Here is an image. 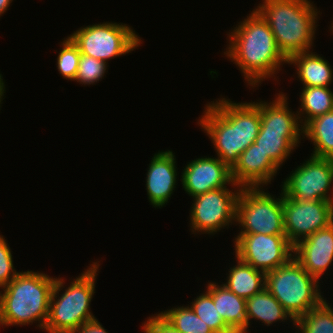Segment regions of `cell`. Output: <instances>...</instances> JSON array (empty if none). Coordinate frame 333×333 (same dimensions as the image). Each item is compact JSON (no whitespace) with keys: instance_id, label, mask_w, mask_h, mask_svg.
Instances as JSON below:
<instances>
[{"instance_id":"obj_1","label":"cell","mask_w":333,"mask_h":333,"mask_svg":"<svg viewBox=\"0 0 333 333\" xmlns=\"http://www.w3.org/2000/svg\"><path fill=\"white\" fill-rule=\"evenodd\" d=\"M198 125L211 139L217 157L230 169L254 143L260 130V108L255 102L236 103L220 98L205 105Z\"/></svg>"},{"instance_id":"obj_2","label":"cell","mask_w":333,"mask_h":333,"mask_svg":"<svg viewBox=\"0 0 333 333\" xmlns=\"http://www.w3.org/2000/svg\"><path fill=\"white\" fill-rule=\"evenodd\" d=\"M229 32L225 56L243 73L250 87L275 77L287 59L280 52L268 23L254 9Z\"/></svg>"},{"instance_id":"obj_3","label":"cell","mask_w":333,"mask_h":333,"mask_svg":"<svg viewBox=\"0 0 333 333\" xmlns=\"http://www.w3.org/2000/svg\"><path fill=\"white\" fill-rule=\"evenodd\" d=\"M255 9L268 23L276 44L288 60L310 51L317 28L318 9L310 0H262Z\"/></svg>"},{"instance_id":"obj_4","label":"cell","mask_w":333,"mask_h":333,"mask_svg":"<svg viewBox=\"0 0 333 333\" xmlns=\"http://www.w3.org/2000/svg\"><path fill=\"white\" fill-rule=\"evenodd\" d=\"M56 278L39 271H22L0 291V326L36 323L44 330Z\"/></svg>"},{"instance_id":"obj_5","label":"cell","mask_w":333,"mask_h":333,"mask_svg":"<svg viewBox=\"0 0 333 333\" xmlns=\"http://www.w3.org/2000/svg\"><path fill=\"white\" fill-rule=\"evenodd\" d=\"M98 262H92L70 282L60 296L65 282L63 278L56 277L50 298L49 316L44 327L47 333H71L96 319L90 311V304L95 293V280L100 266Z\"/></svg>"},{"instance_id":"obj_6","label":"cell","mask_w":333,"mask_h":333,"mask_svg":"<svg viewBox=\"0 0 333 333\" xmlns=\"http://www.w3.org/2000/svg\"><path fill=\"white\" fill-rule=\"evenodd\" d=\"M287 100L285 93L280 92L270 103H255L260 108L261 125L254 143L279 168L300 144L303 136L299 116L288 108Z\"/></svg>"},{"instance_id":"obj_7","label":"cell","mask_w":333,"mask_h":333,"mask_svg":"<svg viewBox=\"0 0 333 333\" xmlns=\"http://www.w3.org/2000/svg\"><path fill=\"white\" fill-rule=\"evenodd\" d=\"M319 284L294 257L265 275V288L294 320L325 300Z\"/></svg>"},{"instance_id":"obj_8","label":"cell","mask_w":333,"mask_h":333,"mask_svg":"<svg viewBox=\"0 0 333 333\" xmlns=\"http://www.w3.org/2000/svg\"><path fill=\"white\" fill-rule=\"evenodd\" d=\"M262 189V190H261ZM263 187H242L237 200L238 234L286 235L283 220V193L275 199Z\"/></svg>"},{"instance_id":"obj_9","label":"cell","mask_w":333,"mask_h":333,"mask_svg":"<svg viewBox=\"0 0 333 333\" xmlns=\"http://www.w3.org/2000/svg\"><path fill=\"white\" fill-rule=\"evenodd\" d=\"M127 24L105 22L88 25L69 35L81 55L107 61L128 54L142 44L141 38Z\"/></svg>"},{"instance_id":"obj_10","label":"cell","mask_w":333,"mask_h":333,"mask_svg":"<svg viewBox=\"0 0 333 333\" xmlns=\"http://www.w3.org/2000/svg\"><path fill=\"white\" fill-rule=\"evenodd\" d=\"M240 191V186H235L234 192L233 189L229 190L225 187L193 197L194 203L190 211V228L192 229L190 230L194 234L211 235L235 223Z\"/></svg>"},{"instance_id":"obj_11","label":"cell","mask_w":333,"mask_h":333,"mask_svg":"<svg viewBox=\"0 0 333 333\" xmlns=\"http://www.w3.org/2000/svg\"><path fill=\"white\" fill-rule=\"evenodd\" d=\"M297 167L282 182L281 191L284 196L298 201L333 202V194L329 193L332 192L333 159L311 155Z\"/></svg>"},{"instance_id":"obj_12","label":"cell","mask_w":333,"mask_h":333,"mask_svg":"<svg viewBox=\"0 0 333 333\" xmlns=\"http://www.w3.org/2000/svg\"><path fill=\"white\" fill-rule=\"evenodd\" d=\"M234 240L236 258L265 273L293 257V246L286 235L237 234Z\"/></svg>"},{"instance_id":"obj_13","label":"cell","mask_w":333,"mask_h":333,"mask_svg":"<svg viewBox=\"0 0 333 333\" xmlns=\"http://www.w3.org/2000/svg\"><path fill=\"white\" fill-rule=\"evenodd\" d=\"M283 220L286 237L295 246L333 223V202L298 201L283 195Z\"/></svg>"},{"instance_id":"obj_14","label":"cell","mask_w":333,"mask_h":333,"mask_svg":"<svg viewBox=\"0 0 333 333\" xmlns=\"http://www.w3.org/2000/svg\"><path fill=\"white\" fill-rule=\"evenodd\" d=\"M181 183L189 196L195 197L208 191L225 188L233 182L231 169L218 157H201L190 161L181 173Z\"/></svg>"},{"instance_id":"obj_15","label":"cell","mask_w":333,"mask_h":333,"mask_svg":"<svg viewBox=\"0 0 333 333\" xmlns=\"http://www.w3.org/2000/svg\"><path fill=\"white\" fill-rule=\"evenodd\" d=\"M293 257L310 275L320 280L333 264V223L293 246Z\"/></svg>"},{"instance_id":"obj_16","label":"cell","mask_w":333,"mask_h":333,"mask_svg":"<svg viewBox=\"0 0 333 333\" xmlns=\"http://www.w3.org/2000/svg\"><path fill=\"white\" fill-rule=\"evenodd\" d=\"M280 168L255 143L244 150L231 169L234 183L242 187H263L271 184Z\"/></svg>"},{"instance_id":"obj_17","label":"cell","mask_w":333,"mask_h":333,"mask_svg":"<svg viewBox=\"0 0 333 333\" xmlns=\"http://www.w3.org/2000/svg\"><path fill=\"white\" fill-rule=\"evenodd\" d=\"M176 158L171 150L155 153L147 169L146 190L153 207H163L176 188Z\"/></svg>"},{"instance_id":"obj_18","label":"cell","mask_w":333,"mask_h":333,"mask_svg":"<svg viewBox=\"0 0 333 333\" xmlns=\"http://www.w3.org/2000/svg\"><path fill=\"white\" fill-rule=\"evenodd\" d=\"M213 302L226 325L234 333H247L246 299L231 292L225 285L210 282Z\"/></svg>"},{"instance_id":"obj_19","label":"cell","mask_w":333,"mask_h":333,"mask_svg":"<svg viewBox=\"0 0 333 333\" xmlns=\"http://www.w3.org/2000/svg\"><path fill=\"white\" fill-rule=\"evenodd\" d=\"M287 64L294 65L303 87H329L333 69L329 62L315 52L304 51L291 56Z\"/></svg>"},{"instance_id":"obj_20","label":"cell","mask_w":333,"mask_h":333,"mask_svg":"<svg viewBox=\"0 0 333 333\" xmlns=\"http://www.w3.org/2000/svg\"><path fill=\"white\" fill-rule=\"evenodd\" d=\"M246 310L247 329L252 319L262 321L261 323L267 326L283 320H290L295 325V320L266 288L246 299Z\"/></svg>"},{"instance_id":"obj_21","label":"cell","mask_w":333,"mask_h":333,"mask_svg":"<svg viewBox=\"0 0 333 333\" xmlns=\"http://www.w3.org/2000/svg\"><path fill=\"white\" fill-rule=\"evenodd\" d=\"M236 259L237 264L229 269L223 285L237 296L248 299L265 288L266 273Z\"/></svg>"},{"instance_id":"obj_22","label":"cell","mask_w":333,"mask_h":333,"mask_svg":"<svg viewBox=\"0 0 333 333\" xmlns=\"http://www.w3.org/2000/svg\"><path fill=\"white\" fill-rule=\"evenodd\" d=\"M311 140V155L333 159V110L310 120L303 127V138Z\"/></svg>"},{"instance_id":"obj_23","label":"cell","mask_w":333,"mask_h":333,"mask_svg":"<svg viewBox=\"0 0 333 333\" xmlns=\"http://www.w3.org/2000/svg\"><path fill=\"white\" fill-rule=\"evenodd\" d=\"M299 96L301 107L296 112L303 127L315 117L333 110V92L330 87H303Z\"/></svg>"},{"instance_id":"obj_24","label":"cell","mask_w":333,"mask_h":333,"mask_svg":"<svg viewBox=\"0 0 333 333\" xmlns=\"http://www.w3.org/2000/svg\"><path fill=\"white\" fill-rule=\"evenodd\" d=\"M300 333H333V308L326 299L295 320ZM300 330V331H299Z\"/></svg>"},{"instance_id":"obj_25","label":"cell","mask_w":333,"mask_h":333,"mask_svg":"<svg viewBox=\"0 0 333 333\" xmlns=\"http://www.w3.org/2000/svg\"><path fill=\"white\" fill-rule=\"evenodd\" d=\"M160 314L182 333H214L189 305L161 311Z\"/></svg>"},{"instance_id":"obj_26","label":"cell","mask_w":333,"mask_h":333,"mask_svg":"<svg viewBox=\"0 0 333 333\" xmlns=\"http://www.w3.org/2000/svg\"><path fill=\"white\" fill-rule=\"evenodd\" d=\"M190 307L214 333H234L226 325L221 314L218 313L217 308H215L212 293L208 288L205 293H201V295L197 296V298L191 302Z\"/></svg>"},{"instance_id":"obj_27","label":"cell","mask_w":333,"mask_h":333,"mask_svg":"<svg viewBox=\"0 0 333 333\" xmlns=\"http://www.w3.org/2000/svg\"><path fill=\"white\" fill-rule=\"evenodd\" d=\"M61 46L57 56V69L64 79L74 81L81 57L80 50L69 36L64 38Z\"/></svg>"},{"instance_id":"obj_28","label":"cell","mask_w":333,"mask_h":333,"mask_svg":"<svg viewBox=\"0 0 333 333\" xmlns=\"http://www.w3.org/2000/svg\"><path fill=\"white\" fill-rule=\"evenodd\" d=\"M107 67L108 65L104 61L95 59L88 55H81L74 81L76 80L82 85H93L103 78Z\"/></svg>"},{"instance_id":"obj_29","label":"cell","mask_w":333,"mask_h":333,"mask_svg":"<svg viewBox=\"0 0 333 333\" xmlns=\"http://www.w3.org/2000/svg\"><path fill=\"white\" fill-rule=\"evenodd\" d=\"M11 249L0 235V288L7 286L20 272L14 269Z\"/></svg>"},{"instance_id":"obj_30","label":"cell","mask_w":333,"mask_h":333,"mask_svg":"<svg viewBox=\"0 0 333 333\" xmlns=\"http://www.w3.org/2000/svg\"><path fill=\"white\" fill-rule=\"evenodd\" d=\"M144 333H182L177 330L169 321H167L160 313L151 315L143 324Z\"/></svg>"},{"instance_id":"obj_31","label":"cell","mask_w":333,"mask_h":333,"mask_svg":"<svg viewBox=\"0 0 333 333\" xmlns=\"http://www.w3.org/2000/svg\"><path fill=\"white\" fill-rule=\"evenodd\" d=\"M71 333H108L102 324L96 319L83 324L80 328Z\"/></svg>"},{"instance_id":"obj_32","label":"cell","mask_w":333,"mask_h":333,"mask_svg":"<svg viewBox=\"0 0 333 333\" xmlns=\"http://www.w3.org/2000/svg\"><path fill=\"white\" fill-rule=\"evenodd\" d=\"M13 0H0V17L6 12Z\"/></svg>"},{"instance_id":"obj_33","label":"cell","mask_w":333,"mask_h":333,"mask_svg":"<svg viewBox=\"0 0 333 333\" xmlns=\"http://www.w3.org/2000/svg\"><path fill=\"white\" fill-rule=\"evenodd\" d=\"M5 83L3 82V76L2 74L0 73V104H2V101H3V96H4V93H5ZM1 107V105H0Z\"/></svg>"},{"instance_id":"obj_34","label":"cell","mask_w":333,"mask_h":333,"mask_svg":"<svg viewBox=\"0 0 333 333\" xmlns=\"http://www.w3.org/2000/svg\"><path fill=\"white\" fill-rule=\"evenodd\" d=\"M331 24H332V26H331V31H332V33H333V22H332Z\"/></svg>"}]
</instances>
